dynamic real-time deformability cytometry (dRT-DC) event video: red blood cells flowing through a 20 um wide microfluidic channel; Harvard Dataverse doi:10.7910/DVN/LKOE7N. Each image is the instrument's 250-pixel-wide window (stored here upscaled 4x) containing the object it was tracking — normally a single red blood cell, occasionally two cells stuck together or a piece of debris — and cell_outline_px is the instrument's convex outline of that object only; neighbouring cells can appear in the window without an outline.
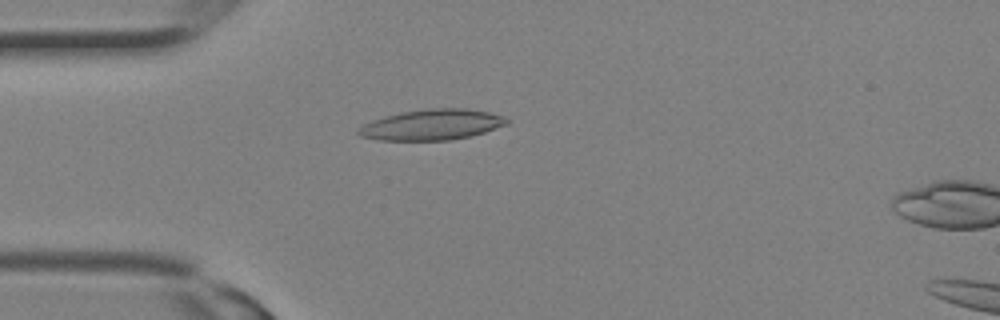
{"species": "Egyptian fruit bat (a non-hibernating species)", "species_latin": "Rousettus aegyptiacus", "temperature_condition": "room temperature", "stored_images_in_passage": 11, "camera_frame_rate_fps": 3000, "um_per_image_px": 0.085, "animal": {"sex": "female"}, "frame": {"image": 1, "passage_image": 1, "time_ms": 0.0, "image_size_px": [1000, 320], "cell_outline_px": [[508, 124], [472, 136], [452, 140], [380, 140], [360, 136], [356, 132], [364, 124], [372, 120], [384, 116], [400, 112], [428, 108], [468, 108], [488, 112], [504, 116], [508, 120]], "centroid_in_image_um": [36.72, 10.59], "position_along_channel_um": 48.3, "area_um2": 26.59}}
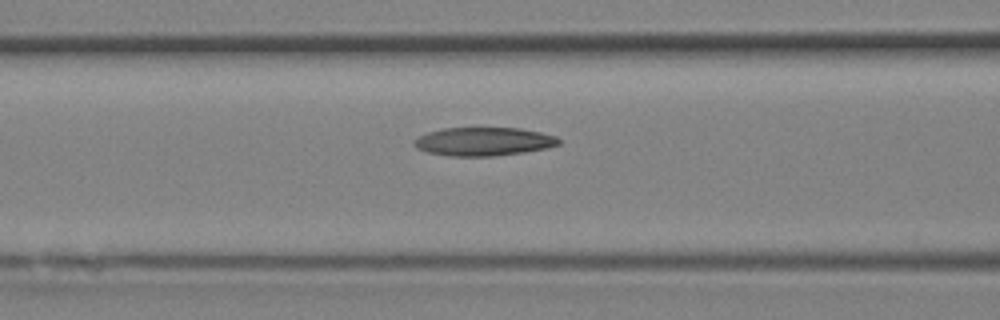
{"frame": {"image": 2, "passage_image": 5, "time_ms": 1.333, "image_size_px": [1000, 320], "cell_outline_px": [[560, 144], [548, 148], [524, 152], [496, 156], [448, 156], [428, 152], [416, 148], [412, 144], [412, 140], [428, 132], [444, 128], [520, 128], [540, 132], [556, 136], [560, 140]], "centroid_in_image_um": [41.1, 12.03], "position_along_channel_um": 125.5, "area_um2": 24.1}}
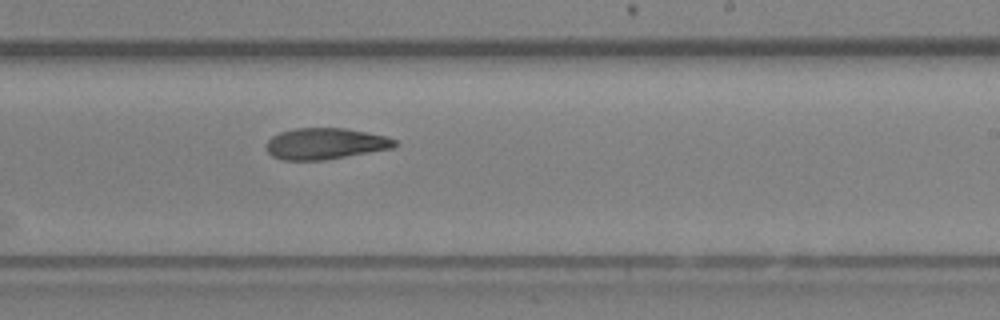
{"frame": {"image": 3, "passage_image": 11, "time_ms": 3.333, "image_size_px": [1000, 320], "cell_outline_px": [[396, 144], [392, 148], [324, 160], [280, 160], [272, 156], [268, 152], [268, 140], [272, 136], [280, 132], [292, 128], [344, 128], [368, 132], [384, 136], [396, 140]], "centroid_in_image_um": [27.62, 12.21], "position_along_channel_um": 261.4, "area_um2": 23.24}}